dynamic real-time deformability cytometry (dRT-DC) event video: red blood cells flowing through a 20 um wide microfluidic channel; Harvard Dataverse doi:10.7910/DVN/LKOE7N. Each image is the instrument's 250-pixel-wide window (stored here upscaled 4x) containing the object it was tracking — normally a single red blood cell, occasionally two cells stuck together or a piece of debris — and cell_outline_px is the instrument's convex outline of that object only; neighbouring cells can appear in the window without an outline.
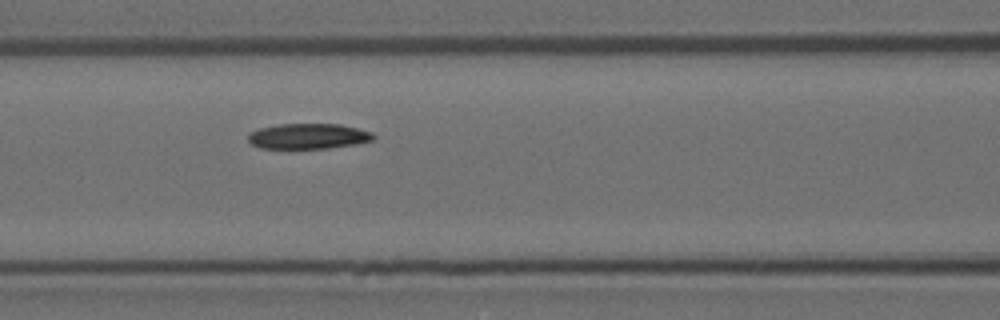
{"species": "Egyptian fruit bat (a non-hibernating species)", "species_latin": "Rousettus aegyptiacus", "temperature_condition": "room temperature", "stored_images_in_passage": 3, "camera_frame_rate_fps": 3000, "um_per_image_px": 0.085, "animal": {"sex": "female"}, "frame": {"image": 1, "passage_image": 3, "time_ms": 0.667, "image_size_px": [1000, 320], "cell_outline_px": [[376, 136], [372, 140], [356, 144], [328, 148], [260, 148], [252, 144], [248, 140], [248, 132], [260, 128], [276, 124], [340, 124], [372, 132]], "centroid_in_image_um": [26.18, 11.57], "position_along_channel_um": 140.4, "area_um2": 18.55}}